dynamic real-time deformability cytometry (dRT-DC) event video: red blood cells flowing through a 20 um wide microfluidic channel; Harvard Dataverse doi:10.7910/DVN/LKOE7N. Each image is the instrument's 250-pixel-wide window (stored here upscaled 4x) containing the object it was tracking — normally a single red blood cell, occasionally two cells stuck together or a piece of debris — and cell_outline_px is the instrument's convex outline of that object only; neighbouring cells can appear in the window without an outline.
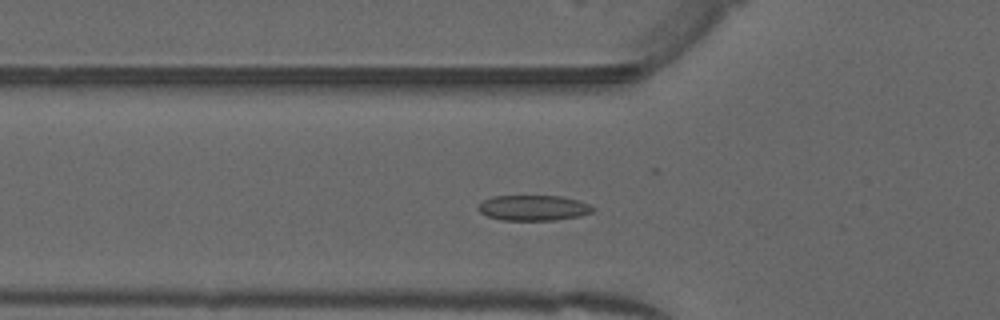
{"species": "common noctule bat (a hibernating species)", "species_latin": "Nyctalus noctula", "temperature_condition": "warm", "stored_images_in_passage": 46, "camera_frame_rate_fps": 3000, "um_per_image_px": 0.085, "animal": {"sex": "male", "forearm_length_mm": 52.5}, "frame": {"image": 1, "passage_image": 12, "time_ms": 3.667, "image_size_px": [1000, 320], "cell_outline_px": [[596, 208], [592, 212], [580, 216], [556, 220], [500, 220], [488, 216], [480, 212], [476, 208], [484, 200], [492, 196], [560, 196], [580, 200]], "centroid_in_image_um": [45.35, 17.67], "position_along_channel_um": 80.4, "area_um2": 17.05}}
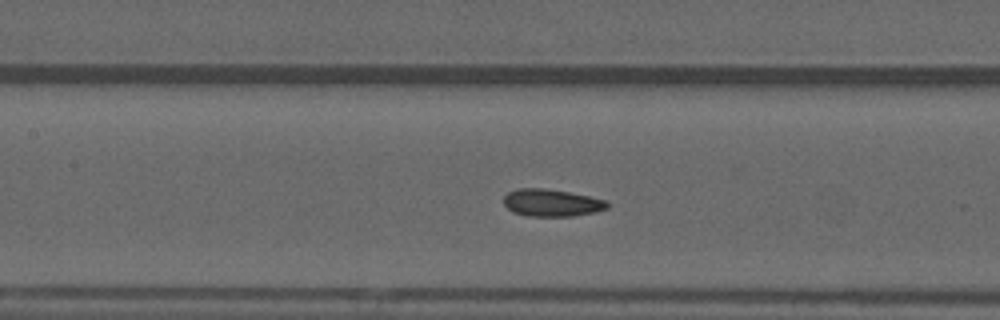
{"frame": {"image": 2, "passage_image": 18, "time_ms": 5.667, "image_size_px": [1000, 320], "cell_outline_px": [[612, 204], [608, 208], [596, 212], [572, 216], [528, 216], [512, 212], [504, 204], [504, 196], [508, 192], [516, 188], [544, 188], [568, 192], [608, 200]], "centroid_in_image_um": [46.92, 17.24], "position_along_channel_um": 160.5, "area_um2": 16.65}}
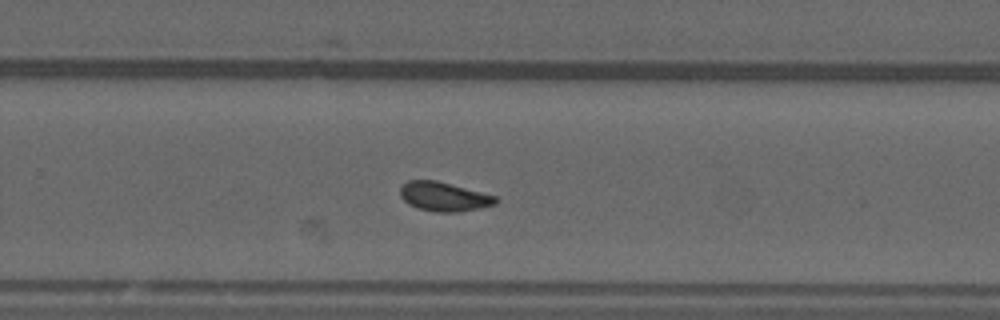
{"frame": {"image": 3, "passage_image": 28, "time_ms": 9.0, "image_size_px": [1000, 320], "cell_outline_px": [[500, 200], [496, 204], [480, 208], [460, 212], [436, 212], [416, 208], [408, 204], [400, 196], [400, 188], [408, 180], [436, 180], [496, 196]], "centroid_in_image_um": [37.74, 16.72], "position_along_channel_um": 292.1, "area_um2": 16.3}, "authors_computed_cell_mechanics": {"area_um2": 16.184, "velocity_mm_per_s": 3.9773, "shape_relaxation_time_tau1_ms": null, "shape_relaxation_time_tau2_ms": 1.8912, "deformation_change_tau1": null, "deformation_change_tau2": 0.0715}}